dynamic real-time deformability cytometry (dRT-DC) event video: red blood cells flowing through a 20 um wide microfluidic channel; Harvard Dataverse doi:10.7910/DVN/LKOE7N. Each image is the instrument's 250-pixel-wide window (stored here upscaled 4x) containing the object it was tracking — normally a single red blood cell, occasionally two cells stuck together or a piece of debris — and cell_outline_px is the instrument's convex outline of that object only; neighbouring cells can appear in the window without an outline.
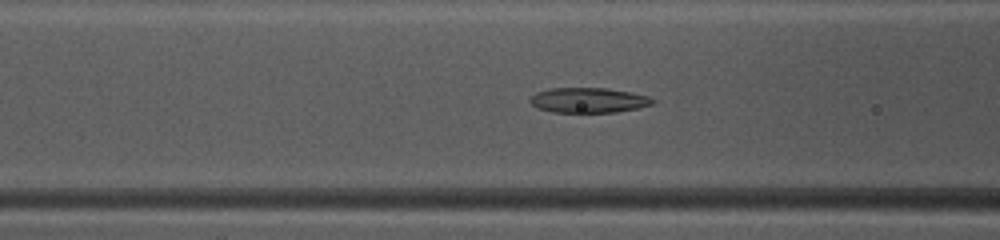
{"species": "common noctule bat (a hibernating species)", "species_latin": "Nyctalus noctula", "temperature_condition": "warm", "stored_images_in_passage": 43, "camera_frame_rate_fps": 3000, "um_per_image_px": 0.085, "animal": {"sex": "female", "body_mass_g": 10.0, "forearm_length_mm": 53.1}, "frame": {"image": 1, "passage_image": 14, "time_ms": 4.333, "image_size_px": [1000, 240], "cell_outline_px": [[656, 100], [652, 104], [636, 108], [616, 112], [552, 112], [536, 108], [528, 100], [536, 92], [552, 88], [608, 88], [648, 96]], "centroid_in_image_um": [49.99, 8.52], "position_along_channel_um": 116.6, "area_um2": 17.8}}
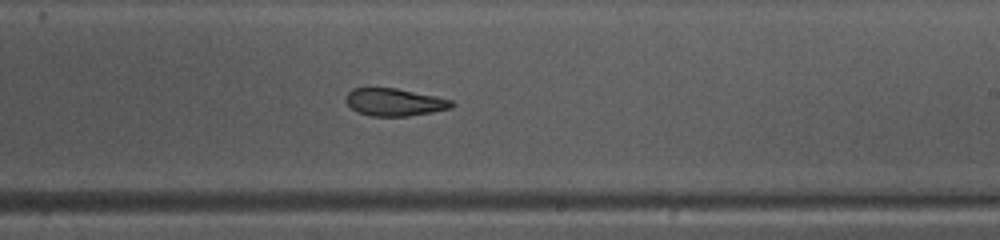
{"frame": {"image": 2, "passage_image": 24, "time_ms": 7.667, "image_size_px": [1000, 240], "cell_outline_px": [[456, 104], [452, 108], [432, 112], [408, 116], [372, 116], [356, 112], [344, 100], [344, 96], [352, 88], [396, 88], [436, 96], [452, 100]], "centroid_in_image_um": [33.53, 8.68], "position_along_channel_um": 255.5, "area_um2": 17.11}}
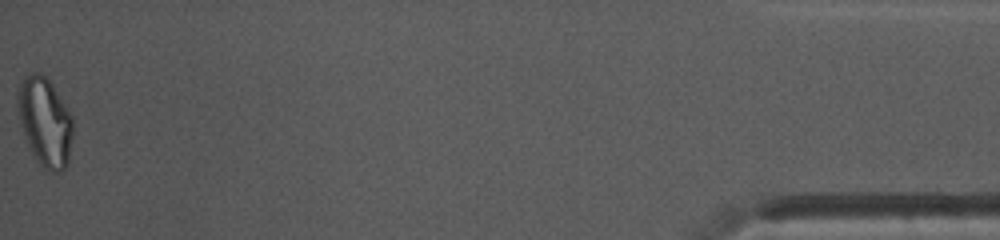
{"frame": {"image": 3, "passage_image": 43, "time_ms": 14.0, "image_size_px": [1000, 240], "cell_outline_px": [[72, 136], [68, 164], [60, 172], [48, 172], [40, 164], [32, 152], [24, 136], [16, 108], [16, 92], [20, 80], [24, 76], [32, 72], [40, 72], [52, 84], [72, 116]], "centroid_in_image_um": [3.79, 10.33], "position_along_channel_um": 431.4, "area_um2": 28.78}, "authors_computed_cell_mechanics": {"area_um2": 18.9584, "velocity_mm_per_s": 4.157, "shape_relaxation_time_tau1_ms": null, "shape_relaxation_time_tau2_ms": 2.8099, "deformation_change_tau1": null, "deformation_change_tau2": 0.1002}}